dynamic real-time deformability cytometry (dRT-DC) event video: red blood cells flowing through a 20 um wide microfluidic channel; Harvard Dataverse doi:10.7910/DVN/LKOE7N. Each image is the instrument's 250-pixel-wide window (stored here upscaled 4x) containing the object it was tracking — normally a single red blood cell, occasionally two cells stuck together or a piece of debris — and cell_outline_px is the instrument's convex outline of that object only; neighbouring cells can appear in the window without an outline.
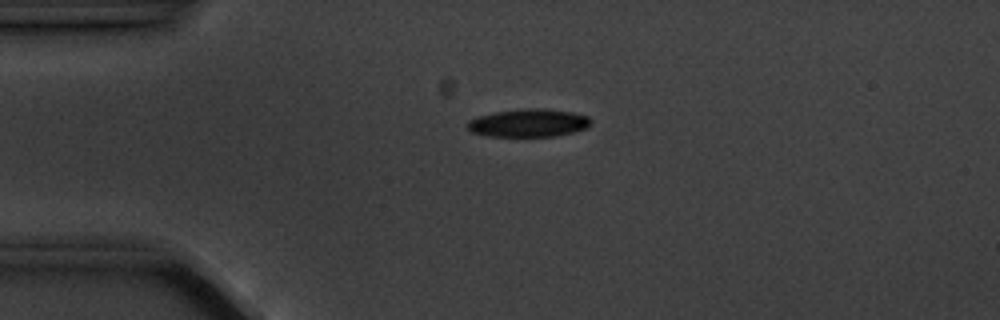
{"species": "common noctule bat (a hibernating species)", "species_latin": "Nyctalus noctula", "temperature_condition": "cold", "stored_images_in_passage": 5, "camera_frame_rate_fps": 3000, "um_per_image_px": 0.085, "animal": {"sex": "male", "body_mass_g": 20.1, "forearm_length_mm": 53.5}, "frame": {"image": 1, "passage_image": 3, "time_ms": 2.333, "image_size_px": [1000, 320], "cell_outline_px": [[592, 120], [584, 128], [572, 132], [556, 136], [488, 136], [472, 132], [468, 128], [468, 120], [480, 116], [496, 112], [532, 108], [540, 108], [572, 112], [588, 116]], "centroid_in_image_um": [44.93, 10.45], "position_along_channel_um": 40.1, "area_um2": 19.71}}